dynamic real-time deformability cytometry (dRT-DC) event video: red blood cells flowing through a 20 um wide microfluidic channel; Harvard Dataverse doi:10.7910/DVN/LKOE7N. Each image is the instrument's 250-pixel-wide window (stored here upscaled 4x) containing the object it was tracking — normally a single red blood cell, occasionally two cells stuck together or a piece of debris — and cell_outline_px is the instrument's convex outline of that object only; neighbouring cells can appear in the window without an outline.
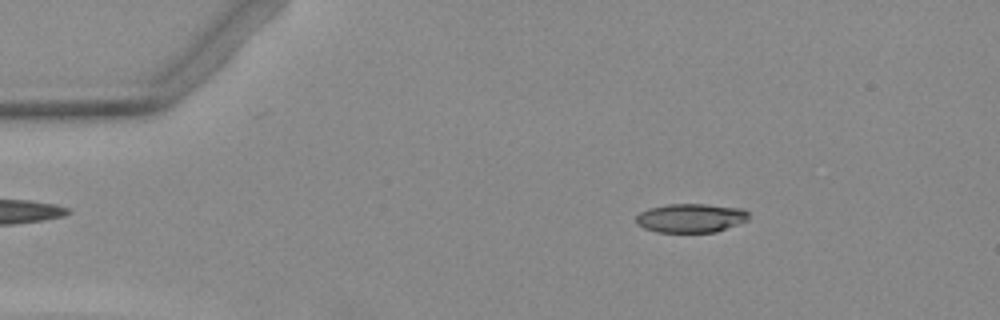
{"species": "Egyptian fruit bat (a non-hibernating species)", "species_latin": "Rousettus aegyptiacus", "temperature_condition": "warm", "stored_images_in_passage": 30, "camera_frame_rate_fps": 3000, "um_per_image_px": 0.085, "animal": {"sex": "female"}, "frame": {"image": 1, "passage_image": 6, "time_ms": 1.667, "image_size_px": [1000, 320], "cell_outline_px": [[748, 220], [716, 232], [656, 232], [644, 228], [636, 224], [636, 216], [640, 212], [648, 208], [668, 204], [704, 204], [740, 208], [748, 212]], "centroid_in_image_um": [58.68, 18.53], "position_along_channel_um": 26.3, "area_um2": 18.96}}
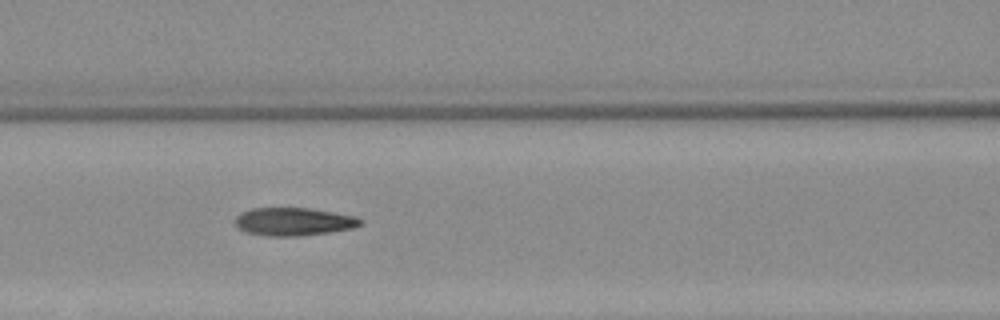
{"frame": {"image": 2, "passage_image": 20, "time_ms": 6.333, "image_size_px": [1000, 320], "cell_outline_px": [[360, 224], [352, 228], [328, 232], [296, 236], [264, 236], [244, 232], [236, 224], [236, 216], [240, 212], [252, 208], [312, 208], [356, 216], [360, 220]], "centroid_in_image_um": [24.91, 18.83], "position_along_channel_um": 141.7, "area_um2": 20.35}}
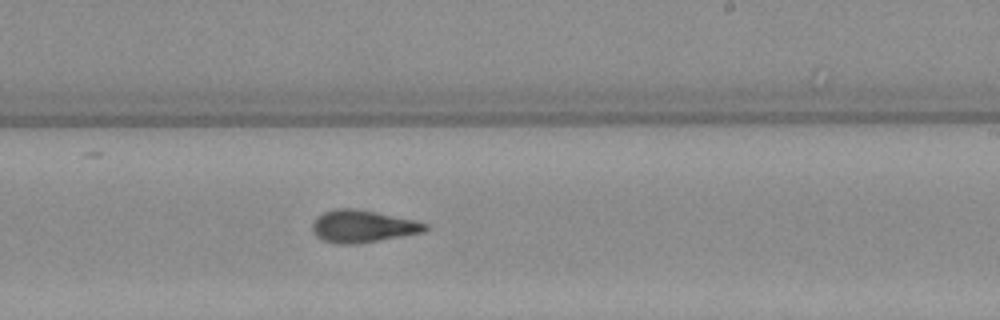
{"frame": {"image": 3, "passage_image": 29, "time_ms": 9.333, "image_size_px": [1000, 320], "cell_outline_px": [[428, 228], [424, 232], [356, 244], [340, 244], [324, 240], [316, 236], [312, 232], [312, 224], [324, 212], [336, 208], [356, 208], [416, 220], [428, 224]], "centroid_in_image_um": [30.85, 19.23], "position_along_channel_um": 258.2, "area_um2": 21.1}}